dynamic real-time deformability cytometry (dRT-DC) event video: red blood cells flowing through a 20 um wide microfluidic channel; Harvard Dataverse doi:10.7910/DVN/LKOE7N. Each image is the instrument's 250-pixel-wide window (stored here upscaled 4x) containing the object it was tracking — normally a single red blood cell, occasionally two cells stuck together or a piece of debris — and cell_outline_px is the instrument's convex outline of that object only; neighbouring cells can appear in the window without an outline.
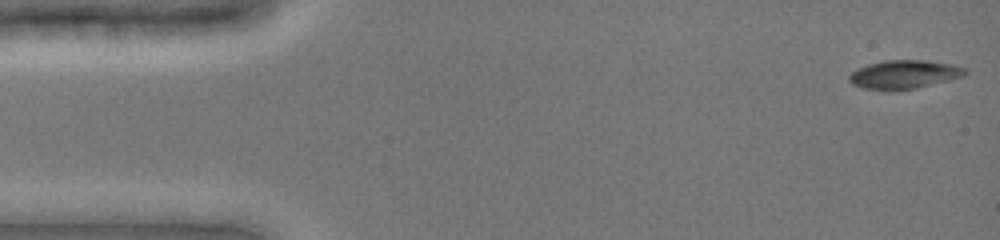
{"species": "common noctule bat (a hibernating species)", "species_latin": "Nyctalus noctula", "temperature_condition": "cold", "stored_images_in_passage": 48, "camera_frame_rate_fps": 3000, "um_per_image_px": 0.085, "animal": {"sex": "female", "body_mass_g": 19.0, "forearm_length_mm": 51.5}, "frame": {"image": 1, "passage_image": 1, "time_ms": 0.0, "image_size_px": [1000, 240], "cell_outline_px": [[968, 72], [964, 76], [916, 88], [864, 88], [852, 84], [848, 80], [848, 76], [852, 72], [868, 64], [884, 60], [928, 60], [952, 64], [968, 68]], "centroid_in_image_um": [76.91, 6.29], "position_along_channel_um": 8.1, "area_um2": 18.84}}
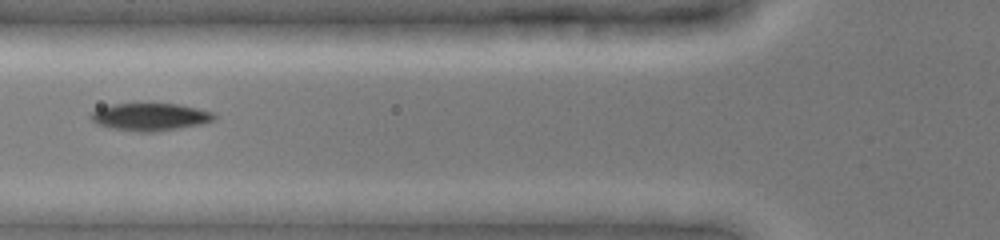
{"frame": {"image": 2, "passage_image": 18, "time_ms": 5.667, "image_size_px": [1000, 240], "cell_outline_px": [[216, 120], [200, 124], [180, 128], [156, 132], [140, 132], [108, 128], [96, 124], [88, 116], [92, 112], [100, 108], [112, 104], [180, 104], [216, 112]], "centroid_in_image_um": [12.79, 9.94], "position_along_channel_um": 113.0, "area_um2": 20.0}}
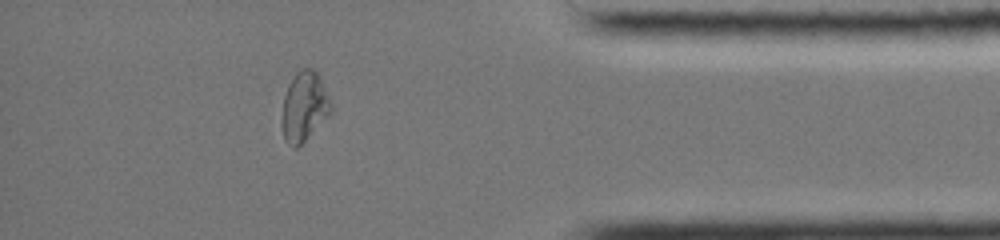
{"frame": {"image": 3, "passage_image": 42, "time_ms": 13.667, "image_size_px": [1000, 240], "cell_outline_px": [[332, 112], [296, 148], [292, 148], [284, 140], [280, 120], [284, 96], [288, 84], [296, 72], [304, 68], [312, 68], [320, 76], [328, 96], [332, 108]], "centroid_in_image_um": [25.82, 9.06], "position_along_channel_um": 409.4, "area_um2": 19.88}, "authors_computed_cell_mechanics": {"area_um2": 19.5364, "velocity_mm_per_s": 3.9366, "shape_relaxation_time_tau1_ms": 3.571, "shape_relaxation_time_tau2_ms": null, "deformation_change_tau1": 0.1519, "deformation_change_tau2": null}}